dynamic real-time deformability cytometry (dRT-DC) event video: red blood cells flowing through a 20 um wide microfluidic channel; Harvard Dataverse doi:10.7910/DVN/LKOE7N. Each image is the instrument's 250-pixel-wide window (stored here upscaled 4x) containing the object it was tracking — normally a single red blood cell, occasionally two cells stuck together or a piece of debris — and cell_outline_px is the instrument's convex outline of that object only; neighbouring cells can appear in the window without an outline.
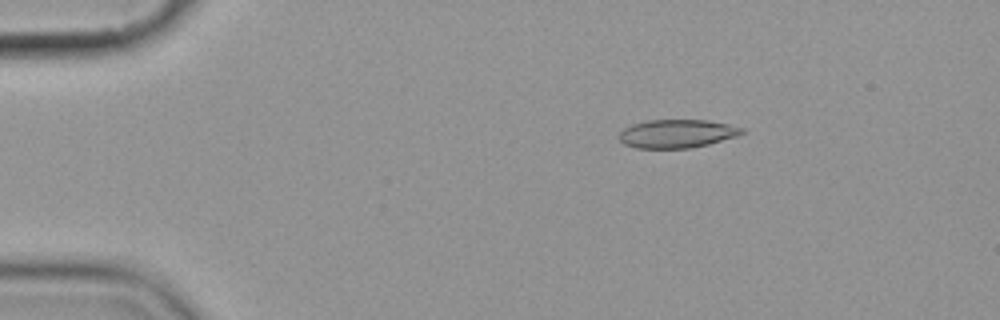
{"species": "common noctule bat (a hibernating species)", "species_latin": "Nyctalus noctula", "temperature_condition": "cold", "stored_images_in_passage": 5, "camera_frame_rate_fps": 3000, "um_per_image_px": 0.085, "animal": {"sex": "female", "body_mass_g": 19.9}, "frame": {"image": 1, "passage_image": 3, "time_ms": 2.333, "image_size_px": [1000, 320], "cell_outline_px": [[744, 132], [736, 136], [708, 144], [692, 148], [636, 148], [624, 144], [616, 136], [624, 128], [632, 124], [648, 120], [708, 120], [728, 124], [744, 128]], "centroid_in_image_um": [57.51, 11.36], "position_along_channel_um": 27.5, "area_um2": 20.35}}